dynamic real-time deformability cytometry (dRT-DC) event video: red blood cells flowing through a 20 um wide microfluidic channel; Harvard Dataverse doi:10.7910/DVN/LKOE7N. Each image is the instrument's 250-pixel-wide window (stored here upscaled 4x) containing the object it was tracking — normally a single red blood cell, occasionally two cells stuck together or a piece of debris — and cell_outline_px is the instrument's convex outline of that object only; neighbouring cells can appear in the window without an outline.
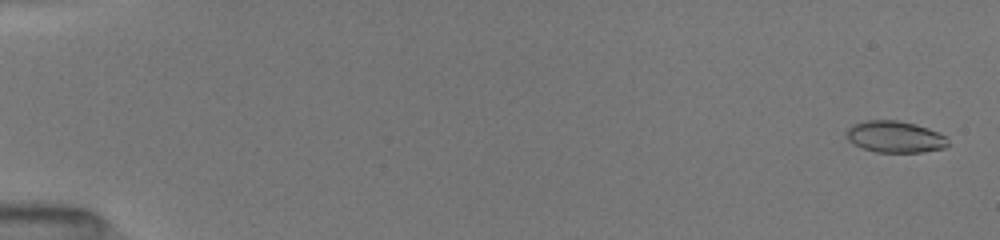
{"species": "common noctule bat (a hibernating species)", "species_latin": "Nyctalus noctula", "temperature_condition": "room temperature", "stored_images_in_passage": 52, "camera_frame_rate_fps": 3000, "um_per_image_px": 0.085, "animal": {"sex": "female", "body_mass_g": 19.5, "forearm_length_mm": 54.1}, "frame": {"image": 1, "passage_image": 2, "time_ms": 0.333, "image_size_px": [1000, 240], "cell_outline_px": [[948, 144], [944, 148], [924, 152], [876, 152], [860, 148], [848, 140], [844, 132], [852, 124], [864, 120], [896, 120], [916, 124], [928, 128], [948, 136]], "centroid_in_image_um": [76.05, 11.62], "position_along_channel_um": 8.9, "area_um2": 19.02}}
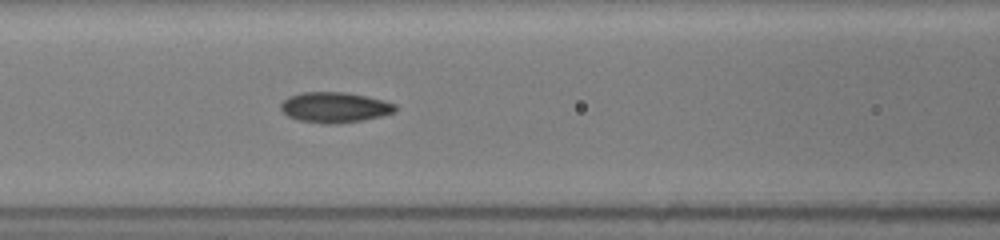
{"frame": {"image": 2, "passage_image": 24, "time_ms": 7.667, "image_size_px": [1000, 240], "cell_outline_px": [[396, 112], [384, 116], [364, 120], [336, 124], [324, 124], [296, 120], [288, 116], [280, 108], [280, 104], [288, 96], [300, 92], [344, 92], [368, 96], [384, 100], [396, 104]], "centroid_in_image_um": [28.47, 9.13], "position_along_channel_um": 138.1, "area_um2": 20.69}}
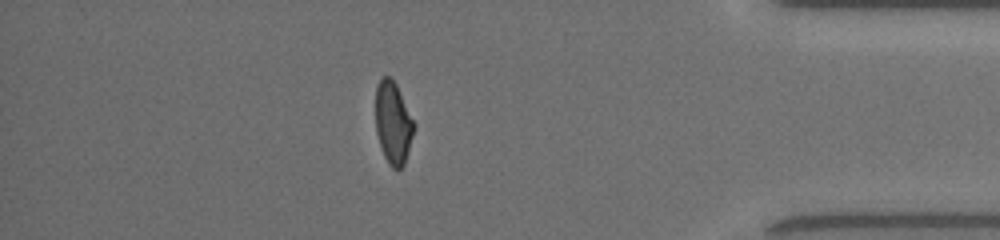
{"frame": {"image": 3, "passage_image": 46, "time_ms": 15.0, "image_size_px": [1000, 240], "cell_outline_px": [[416, 124], [404, 164], [396, 172], [388, 164], [384, 156], [376, 132], [376, 88], [380, 80], [384, 76], [388, 76], [396, 84]], "centroid_in_image_um": [33.42, 10.47], "position_along_channel_um": 401.8, "area_um2": 18.32}, "authors_computed_cell_mechanics": {"area_um2": 19.0451, "velocity_mm_per_s": 4.0278, "shape_relaxation_time_tau1_ms": 6.8295, "shape_relaxation_time_tau2_ms": 1.8454, "deformation_change_tau1": 0.1887, "deformation_change_tau2": 0.0723}}